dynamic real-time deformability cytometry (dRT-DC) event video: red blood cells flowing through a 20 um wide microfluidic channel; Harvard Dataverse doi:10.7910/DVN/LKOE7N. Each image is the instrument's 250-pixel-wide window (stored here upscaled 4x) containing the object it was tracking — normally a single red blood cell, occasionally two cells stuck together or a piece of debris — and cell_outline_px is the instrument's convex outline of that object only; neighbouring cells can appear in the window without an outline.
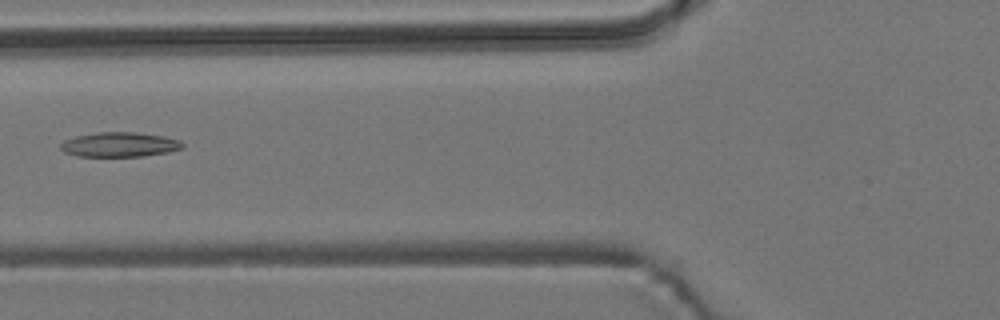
{"species": "common noctule bat (a hibernating species)", "species_latin": "Nyctalus noctula", "temperature_condition": "room temperature", "stored_images_in_passage": 8, "camera_frame_rate_fps": 3000, "um_per_image_px": 0.085, "animal": {"sex": "male", "body_mass_g": 19.2, "forearm_length_mm": 51.8}, "frame": {"image": 1, "passage_image": 7, "time_ms": 2.0, "image_size_px": [1000, 320], "cell_outline_px": [[184, 148], [168, 152], [144, 156], [76, 156], [64, 152], [60, 148], [60, 144], [64, 140], [76, 136], [96, 132], [136, 132], [164, 136], [180, 140], [184, 144]], "centroid_in_image_um": [10.17, 12.28], "position_along_channel_um": 115.6, "area_um2": 17.63}}
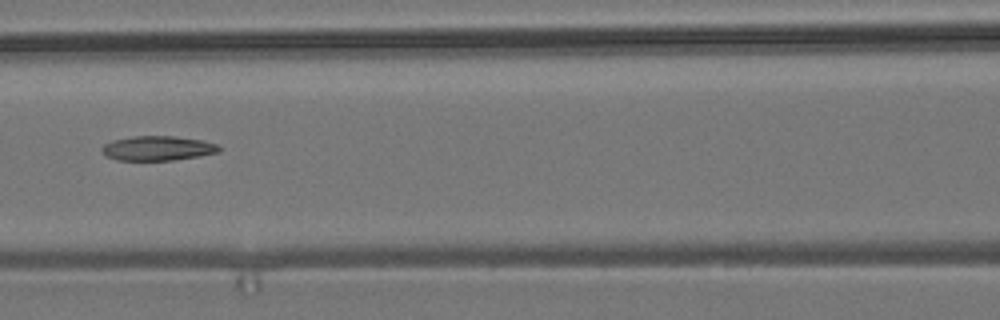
{"frame": {"image": 2, "passage_image": 8, "time_ms": 2.333, "image_size_px": [1000, 320], "cell_outline_px": [[220, 152], [200, 156], [172, 160], [116, 160], [108, 156], [100, 148], [104, 144], [112, 140], [132, 136], [172, 136], [204, 140], [216, 144], [220, 148]], "centroid_in_image_um": [13.42, 12.59], "position_along_channel_um": 153.2, "area_um2": 16.76}}